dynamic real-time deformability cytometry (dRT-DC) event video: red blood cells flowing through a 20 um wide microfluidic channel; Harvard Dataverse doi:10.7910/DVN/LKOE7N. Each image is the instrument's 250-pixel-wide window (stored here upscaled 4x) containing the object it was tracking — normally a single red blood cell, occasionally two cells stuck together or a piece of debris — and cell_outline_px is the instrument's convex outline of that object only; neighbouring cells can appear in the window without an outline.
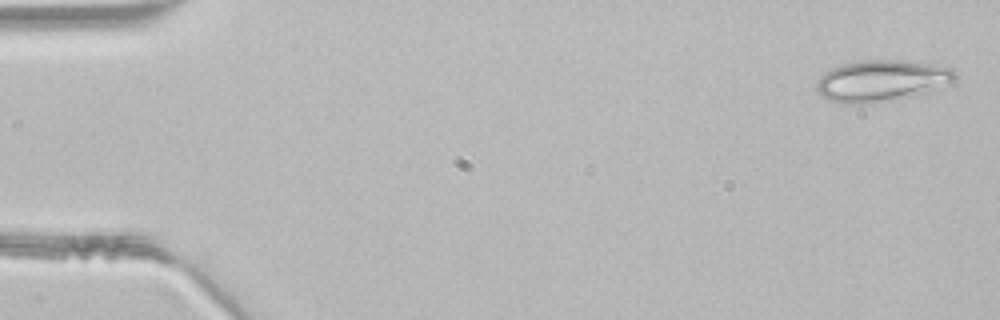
{"species": "common noctule bat (a hibernating species)", "species_latin": "Nyctalus noctula", "temperature_condition": "room temperature", "stored_images_in_passage": 9, "camera_frame_rate_fps": 3000, "um_per_image_px": 0.085, "animal": {"sex": "male", "body_mass_g": 21.5, "forearm_length_mm": 52.0}, "frame": {"image": 1, "passage_image": 2, "time_ms": 0.333, "image_size_px": [1000, 320], "cell_outline_px": [[956, 76], [952, 84], [924, 92], [868, 104], [844, 104], [828, 100], [820, 96], [816, 92], [816, 80], [824, 72], [832, 68], [844, 64], [864, 60], [900, 60], [928, 64], [952, 68], [956, 72]], "centroid_in_image_um": [74.87, 6.87], "position_along_channel_um": 10.1, "area_um2": 33.23}}